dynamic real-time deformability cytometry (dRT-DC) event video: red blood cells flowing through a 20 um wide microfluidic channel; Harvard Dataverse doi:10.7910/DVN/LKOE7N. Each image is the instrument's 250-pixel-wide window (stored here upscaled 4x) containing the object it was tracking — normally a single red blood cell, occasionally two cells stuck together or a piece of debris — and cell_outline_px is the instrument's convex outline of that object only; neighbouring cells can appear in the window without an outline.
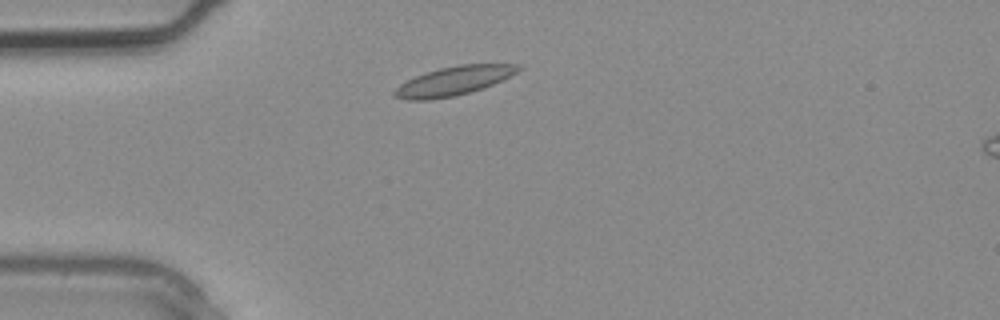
{"species": "common noctule bat (a hibernating species)", "species_latin": "Nyctalus noctula", "temperature_condition": "warm", "stored_images_in_passage": 2, "camera_frame_rate_fps": 3000, "um_per_image_px": 0.085, "animal": {"sex": "male", "body_mass_g": 20.4}, "frame": {"image": 1, "passage_image": 1, "time_ms": 0.0, "image_size_px": [1000, 320], "cell_outline_px": [[524, 68], [492, 84], [456, 96], [432, 100], [408, 100], [392, 96], [392, 92], [400, 84], [416, 76], [440, 68], [460, 64], [520, 64]], "centroid_in_image_um": [38.53, 6.88], "position_along_channel_um": 46.5, "area_um2": 20.63}}